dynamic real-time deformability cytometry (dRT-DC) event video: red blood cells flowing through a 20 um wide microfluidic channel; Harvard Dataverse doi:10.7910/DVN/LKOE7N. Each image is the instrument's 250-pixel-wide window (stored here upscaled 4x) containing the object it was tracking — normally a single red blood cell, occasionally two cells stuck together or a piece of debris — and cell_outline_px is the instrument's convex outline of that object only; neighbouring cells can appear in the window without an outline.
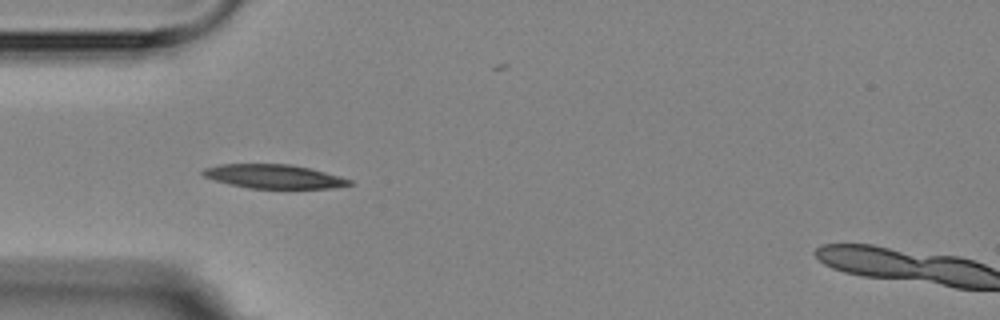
{"species": "Egyptian fruit bat (a non-hibernating species)", "species_latin": "Rousettus aegyptiacus", "temperature_condition": "room temperature", "stored_images_in_passage": 4, "camera_frame_rate_fps": 3000, "um_per_image_px": 0.085, "animal": {"sex": "female"}, "frame": {"image": 1, "passage_image": 3, "time_ms": 2.667, "image_size_px": [1000, 320], "cell_outline_px": [[356, 184], [336, 188], [248, 188], [228, 184], [204, 176], [200, 172], [204, 168], [220, 164], [292, 164], [340, 176], [352, 180]], "centroid_in_image_um": [23.31, 15.0], "position_along_channel_um": 61.7, "area_um2": 20.46}}
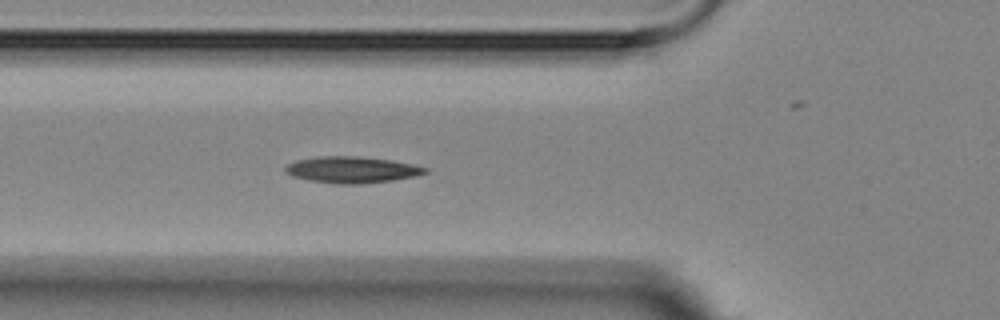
{"frame": {"image": 2, "passage_image": 4, "time_ms": 3.667, "image_size_px": [1000, 320], "cell_outline_px": [[428, 172], [416, 176], [392, 180], [360, 184], [336, 184], [308, 180], [292, 176], [284, 172], [284, 168], [288, 164], [296, 160], [316, 156], [356, 156], [392, 160], [412, 164], [428, 168]], "centroid_in_image_um": [29.88, 14.42], "position_along_channel_um": 95.9, "area_um2": 21.62}}